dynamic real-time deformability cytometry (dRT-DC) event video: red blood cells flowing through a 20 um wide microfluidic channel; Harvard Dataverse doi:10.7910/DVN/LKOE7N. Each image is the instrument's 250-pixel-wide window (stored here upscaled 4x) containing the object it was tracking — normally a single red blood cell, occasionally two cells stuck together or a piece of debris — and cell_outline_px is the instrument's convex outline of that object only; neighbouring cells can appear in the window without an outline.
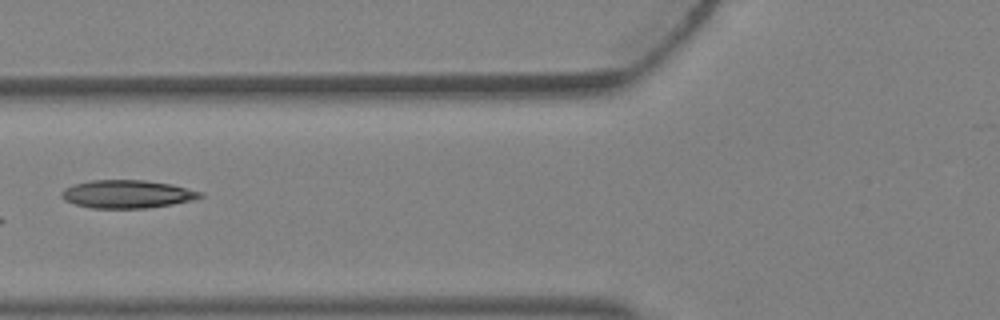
{"species": "Egyptian fruit bat (a non-hibernating species)", "species_latin": "Rousettus aegyptiacus", "temperature_condition": "warm", "stored_images_in_passage": 4, "camera_frame_rate_fps": 3000, "um_per_image_px": 0.085, "animal": {"sex": "female"}, "frame": {"image": 1, "passage_image": 4, "time_ms": 1.0, "image_size_px": [1000, 320], "cell_outline_px": [[204, 196], [192, 200], [172, 204], [148, 208], [92, 208], [76, 204], [64, 200], [60, 196], [60, 192], [64, 188], [72, 184], [92, 180], [144, 180], [172, 184], [200, 192]], "centroid_in_image_um": [10.76, 16.49], "position_along_channel_um": 115.0, "area_um2": 22.66}}